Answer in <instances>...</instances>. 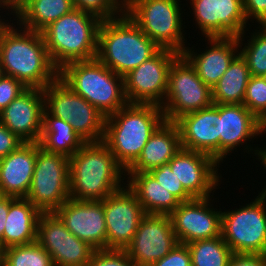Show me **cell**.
I'll return each instance as SVG.
<instances>
[{"instance_id":"ac0fdd59","label":"cell","mask_w":266,"mask_h":266,"mask_svg":"<svg viewBox=\"0 0 266 266\" xmlns=\"http://www.w3.org/2000/svg\"><path fill=\"white\" fill-rule=\"evenodd\" d=\"M168 164L193 198L211 197L222 181V176L218 174L221 164L204 153L181 148Z\"/></svg>"},{"instance_id":"ffe728a7","label":"cell","mask_w":266,"mask_h":266,"mask_svg":"<svg viewBox=\"0 0 266 266\" xmlns=\"http://www.w3.org/2000/svg\"><path fill=\"white\" fill-rule=\"evenodd\" d=\"M55 213L66 228L95 250L107 249V229L103 201L69 198Z\"/></svg>"},{"instance_id":"4316f807","label":"cell","mask_w":266,"mask_h":266,"mask_svg":"<svg viewBox=\"0 0 266 266\" xmlns=\"http://www.w3.org/2000/svg\"><path fill=\"white\" fill-rule=\"evenodd\" d=\"M41 212L27 198L9 196V211L3 233V247L27 245L37 240Z\"/></svg>"},{"instance_id":"e575fe53","label":"cell","mask_w":266,"mask_h":266,"mask_svg":"<svg viewBox=\"0 0 266 266\" xmlns=\"http://www.w3.org/2000/svg\"><path fill=\"white\" fill-rule=\"evenodd\" d=\"M74 7L83 12L95 15L100 20L114 19L124 12L117 0H72Z\"/></svg>"},{"instance_id":"d4e9b609","label":"cell","mask_w":266,"mask_h":266,"mask_svg":"<svg viewBox=\"0 0 266 266\" xmlns=\"http://www.w3.org/2000/svg\"><path fill=\"white\" fill-rule=\"evenodd\" d=\"M181 148L177 124L164 121L151 135L138 159L125 173L150 172L154 168L168 164Z\"/></svg>"},{"instance_id":"1f68e13d","label":"cell","mask_w":266,"mask_h":266,"mask_svg":"<svg viewBox=\"0 0 266 266\" xmlns=\"http://www.w3.org/2000/svg\"><path fill=\"white\" fill-rule=\"evenodd\" d=\"M257 28L255 32L249 33L251 35L247 36L250 38L247 39V43L243 44L242 42L245 41V31L237 37L239 53L246 60L251 76H261L266 73V25ZM242 46L244 47L242 48Z\"/></svg>"},{"instance_id":"5bb4252c","label":"cell","mask_w":266,"mask_h":266,"mask_svg":"<svg viewBox=\"0 0 266 266\" xmlns=\"http://www.w3.org/2000/svg\"><path fill=\"white\" fill-rule=\"evenodd\" d=\"M103 201L107 249L125 250L146 214L135 193L125 184Z\"/></svg>"},{"instance_id":"ee69618b","label":"cell","mask_w":266,"mask_h":266,"mask_svg":"<svg viewBox=\"0 0 266 266\" xmlns=\"http://www.w3.org/2000/svg\"><path fill=\"white\" fill-rule=\"evenodd\" d=\"M256 157H258L259 161L261 160V165L264 166V169H266V147H260L257 152L255 153ZM266 184V183H265ZM260 197L266 199V185L264 186V189L262 188V191L258 193Z\"/></svg>"},{"instance_id":"5b68a950","label":"cell","mask_w":266,"mask_h":266,"mask_svg":"<svg viewBox=\"0 0 266 266\" xmlns=\"http://www.w3.org/2000/svg\"><path fill=\"white\" fill-rule=\"evenodd\" d=\"M101 21L75 8L41 31L49 58L58 71L69 63L96 58Z\"/></svg>"},{"instance_id":"9c48e42d","label":"cell","mask_w":266,"mask_h":266,"mask_svg":"<svg viewBox=\"0 0 266 266\" xmlns=\"http://www.w3.org/2000/svg\"><path fill=\"white\" fill-rule=\"evenodd\" d=\"M221 214V236L232 253L266 255V199Z\"/></svg>"},{"instance_id":"c3c4849f","label":"cell","mask_w":266,"mask_h":266,"mask_svg":"<svg viewBox=\"0 0 266 266\" xmlns=\"http://www.w3.org/2000/svg\"><path fill=\"white\" fill-rule=\"evenodd\" d=\"M262 132L266 133V118L262 121Z\"/></svg>"},{"instance_id":"ab89813d","label":"cell","mask_w":266,"mask_h":266,"mask_svg":"<svg viewBox=\"0 0 266 266\" xmlns=\"http://www.w3.org/2000/svg\"><path fill=\"white\" fill-rule=\"evenodd\" d=\"M247 22L255 21L259 26L266 25V0H242Z\"/></svg>"},{"instance_id":"f1b7e54d","label":"cell","mask_w":266,"mask_h":266,"mask_svg":"<svg viewBox=\"0 0 266 266\" xmlns=\"http://www.w3.org/2000/svg\"><path fill=\"white\" fill-rule=\"evenodd\" d=\"M40 147L47 152L72 157L85 143L69 122L43 111Z\"/></svg>"},{"instance_id":"484cf974","label":"cell","mask_w":266,"mask_h":266,"mask_svg":"<svg viewBox=\"0 0 266 266\" xmlns=\"http://www.w3.org/2000/svg\"><path fill=\"white\" fill-rule=\"evenodd\" d=\"M75 9L72 0H9V12L20 26L41 32L51 22ZM17 18V19H16Z\"/></svg>"},{"instance_id":"3957f363","label":"cell","mask_w":266,"mask_h":266,"mask_svg":"<svg viewBox=\"0 0 266 266\" xmlns=\"http://www.w3.org/2000/svg\"><path fill=\"white\" fill-rule=\"evenodd\" d=\"M164 121L160 106L128 103L106 117L102 141L126 171L138 159L151 135Z\"/></svg>"},{"instance_id":"83f0119b","label":"cell","mask_w":266,"mask_h":266,"mask_svg":"<svg viewBox=\"0 0 266 266\" xmlns=\"http://www.w3.org/2000/svg\"><path fill=\"white\" fill-rule=\"evenodd\" d=\"M126 174V185L135 193L146 214L170 215L181 203L149 172Z\"/></svg>"},{"instance_id":"4fadbf2b","label":"cell","mask_w":266,"mask_h":266,"mask_svg":"<svg viewBox=\"0 0 266 266\" xmlns=\"http://www.w3.org/2000/svg\"><path fill=\"white\" fill-rule=\"evenodd\" d=\"M36 242L51 256L54 266H85L95 249L78 239L55 213H41Z\"/></svg>"},{"instance_id":"7a4b0ae2","label":"cell","mask_w":266,"mask_h":266,"mask_svg":"<svg viewBox=\"0 0 266 266\" xmlns=\"http://www.w3.org/2000/svg\"><path fill=\"white\" fill-rule=\"evenodd\" d=\"M125 170L103 141L85 142L69 158V197L102 201L126 183ZM122 181V182H121Z\"/></svg>"},{"instance_id":"bcb514c9","label":"cell","mask_w":266,"mask_h":266,"mask_svg":"<svg viewBox=\"0 0 266 266\" xmlns=\"http://www.w3.org/2000/svg\"><path fill=\"white\" fill-rule=\"evenodd\" d=\"M0 10H2V8H3V10H5L6 9V11H2V12H0V13H3V12H6L7 13V10L9 11V0H0ZM1 16L2 15H0V25L4 22V18L2 19L1 18Z\"/></svg>"},{"instance_id":"7402d4cb","label":"cell","mask_w":266,"mask_h":266,"mask_svg":"<svg viewBox=\"0 0 266 266\" xmlns=\"http://www.w3.org/2000/svg\"><path fill=\"white\" fill-rule=\"evenodd\" d=\"M262 134V122L244 104H220V164L245 142L244 151L255 154L258 145L249 147L247 141Z\"/></svg>"},{"instance_id":"7dc6e473","label":"cell","mask_w":266,"mask_h":266,"mask_svg":"<svg viewBox=\"0 0 266 266\" xmlns=\"http://www.w3.org/2000/svg\"><path fill=\"white\" fill-rule=\"evenodd\" d=\"M5 264V248L0 244V266Z\"/></svg>"},{"instance_id":"4dcf8cb0","label":"cell","mask_w":266,"mask_h":266,"mask_svg":"<svg viewBox=\"0 0 266 266\" xmlns=\"http://www.w3.org/2000/svg\"><path fill=\"white\" fill-rule=\"evenodd\" d=\"M186 245L191 253L192 266H228L232 255L222 236L197 240Z\"/></svg>"},{"instance_id":"44dd1931","label":"cell","mask_w":266,"mask_h":266,"mask_svg":"<svg viewBox=\"0 0 266 266\" xmlns=\"http://www.w3.org/2000/svg\"><path fill=\"white\" fill-rule=\"evenodd\" d=\"M43 111V89L27 88L0 112V122L25 143H38Z\"/></svg>"},{"instance_id":"74e56055","label":"cell","mask_w":266,"mask_h":266,"mask_svg":"<svg viewBox=\"0 0 266 266\" xmlns=\"http://www.w3.org/2000/svg\"><path fill=\"white\" fill-rule=\"evenodd\" d=\"M26 89L21 81L3 74L0 77V112Z\"/></svg>"},{"instance_id":"30bf717a","label":"cell","mask_w":266,"mask_h":266,"mask_svg":"<svg viewBox=\"0 0 266 266\" xmlns=\"http://www.w3.org/2000/svg\"><path fill=\"white\" fill-rule=\"evenodd\" d=\"M212 104V89L198 77L196 69L180 54L168 72V89L162 106L165 121L175 122L184 114Z\"/></svg>"},{"instance_id":"60d3db41","label":"cell","mask_w":266,"mask_h":266,"mask_svg":"<svg viewBox=\"0 0 266 266\" xmlns=\"http://www.w3.org/2000/svg\"><path fill=\"white\" fill-rule=\"evenodd\" d=\"M25 142L0 122V158L17 150Z\"/></svg>"},{"instance_id":"b9f144b4","label":"cell","mask_w":266,"mask_h":266,"mask_svg":"<svg viewBox=\"0 0 266 266\" xmlns=\"http://www.w3.org/2000/svg\"><path fill=\"white\" fill-rule=\"evenodd\" d=\"M228 266H266V255L232 253Z\"/></svg>"},{"instance_id":"d6a6232c","label":"cell","mask_w":266,"mask_h":266,"mask_svg":"<svg viewBox=\"0 0 266 266\" xmlns=\"http://www.w3.org/2000/svg\"><path fill=\"white\" fill-rule=\"evenodd\" d=\"M4 266H54L49 253L37 242L5 248Z\"/></svg>"},{"instance_id":"8d00e7d4","label":"cell","mask_w":266,"mask_h":266,"mask_svg":"<svg viewBox=\"0 0 266 266\" xmlns=\"http://www.w3.org/2000/svg\"><path fill=\"white\" fill-rule=\"evenodd\" d=\"M85 266H138L128 256L126 250H95Z\"/></svg>"},{"instance_id":"cb8c5ba5","label":"cell","mask_w":266,"mask_h":266,"mask_svg":"<svg viewBox=\"0 0 266 266\" xmlns=\"http://www.w3.org/2000/svg\"><path fill=\"white\" fill-rule=\"evenodd\" d=\"M39 143H24L0 158V195L26 198L31 187Z\"/></svg>"},{"instance_id":"8fae6325","label":"cell","mask_w":266,"mask_h":266,"mask_svg":"<svg viewBox=\"0 0 266 266\" xmlns=\"http://www.w3.org/2000/svg\"><path fill=\"white\" fill-rule=\"evenodd\" d=\"M26 198L41 213L55 212L69 197V158L40 148Z\"/></svg>"},{"instance_id":"603a6c76","label":"cell","mask_w":266,"mask_h":266,"mask_svg":"<svg viewBox=\"0 0 266 266\" xmlns=\"http://www.w3.org/2000/svg\"><path fill=\"white\" fill-rule=\"evenodd\" d=\"M206 39L209 46L205 51L197 53L194 52L195 46H188L182 55L196 69L198 77L212 89L239 54V43L237 37H205V41Z\"/></svg>"},{"instance_id":"8992f818","label":"cell","mask_w":266,"mask_h":266,"mask_svg":"<svg viewBox=\"0 0 266 266\" xmlns=\"http://www.w3.org/2000/svg\"><path fill=\"white\" fill-rule=\"evenodd\" d=\"M58 77L105 117L128 104L124 77L97 58L69 63L59 70Z\"/></svg>"},{"instance_id":"9a60e30c","label":"cell","mask_w":266,"mask_h":266,"mask_svg":"<svg viewBox=\"0 0 266 266\" xmlns=\"http://www.w3.org/2000/svg\"><path fill=\"white\" fill-rule=\"evenodd\" d=\"M178 240L170 215L145 214L130 245L125 249L138 266H151L166 256Z\"/></svg>"},{"instance_id":"f35d334b","label":"cell","mask_w":266,"mask_h":266,"mask_svg":"<svg viewBox=\"0 0 266 266\" xmlns=\"http://www.w3.org/2000/svg\"><path fill=\"white\" fill-rule=\"evenodd\" d=\"M151 266H192L191 253L186 244L178 243L166 256Z\"/></svg>"},{"instance_id":"7c38bea8","label":"cell","mask_w":266,"mask_h":266,"mask_svg":"<svg viewBox=\"0 0 266 266\" xmlns=\"http://www.w3.org/2000/svg\"><path fill=\"white\" fill-rule=\"evenodd\" d=\"M179 55L170 49H160L126 74L124 86L128 103L153 104L162 108L168 89V72Z\"/></svg>"},{"instance_id":"7bdbcfd3","label":"cell","mask_w":266,"mask_h":266,"mask_svg":"<svg viewBox=\"0 0 266 266\" xmlns=\"http://www.w3.org/2000/svg\"><path fill=\"white\" fill-rule=\"evenodd\" d=\"M9 211V196L0 195V244L3 246V233Z\"/></svg>"},{"instance_id":"f546056e","label":"cell","mask_w":266,"mask_h":266,"mask_svg":"<svg viewBox=\"0 0 266 266\" xmlns=\"http://www.w3.org/2000/svg\"><path fill=\"white\" fill-rule=\"evenodd\" d=\"M250 77L251 73L246 60L239 53L212 88L213 104H243Z\"/></svg>"},{"instance_id":"681fc988","label":"cell","mask_w":266,"mask_h":266,"mask_svg":"<svg viewBox=\"0 0 266 266\" xmlns=\"http://www.w3.org/2000/svg\"><path fill=\"white\" fill-rule=\"evenodd\" d=\"M261 77L263 78V80H264L265 83H266V73H264L263 75H261Z\"/></svg>"},{"instance_id":"836d02e7","label":"cell","mask_w":266,"mask_h":266,"mask_svg":"<svg viewBox=\"0 0 266 266\" xmlns=\"http://www.w3.org/2000/svg\"><path fill=\"white\" fill-rule=\"evenodd\" d=\"M243 104L261 122L266 118V83L261 76L250 77Z\"/></svg>"},{"instance_id":"2e32d148","label":"cell","mask_w":266,"mask_h":266,"mask_svg":"<svg viewBox=\"0 0 266 266\" xmlns=\"http://www.w3.org/2000/svg\"><path fill=\"white\" fill-rule=\"evenodd\" d=\"M211 196L181 202L170 214L178 243L188 244L221 236L222 209L217 210L212 206L213 194Z\"/></svg>"},{"instance_id":"f6af8a7d","label":"cell","mask_w":266,"mask_h":266,"mask_svg":"<svg viewBox=\"0 0 266 266\" xmlns=\"http://www.w3.org/2000/svg\"><path fill=\"white\" fill-rule=\"evenodd\" d=\"M139 0H117V3L121 10L125 13L130 7H132Z\"/></svg>"},{"instance_id":"277c9868","label":"cell","mask_w":266,"mask_h":266,"mask_svg":"<svg viewBox=\"0 0 266 266\" xmlns=\"http://www.w3.org/2000/svg\"><path fill=\"white\" fill-rule=\"evenodd\" d=\"M160 49L126 13L100 23L96 58L117 75L124 77Z\"/></svg>"},{"instance_id":"52a82bcc","label":"cell","mask_w":266,"mask_h":266,"mask_svg":"<svg viewBox=\"0 0 266 266\" xmlns=\"http://www.w3.org/2000/svg\"><path fill=\"white\" fill-rule=\"evenodd\" d=\"M180 2L139 0L125 13L161 49H170L182 54L187 40L185 41L184 35L186 30H183L185 25L182 23L184 11Z\"/></svg>"},{"instance_id":"e0dca14e","label":"cell","mask_w":266,"mask_h":266,"mask_svg":"<svg viewBox=\"0 0 266 266\" xmlns=\"http://www.w3.org/2000/svg\"><path fill=\"white\" fill-rule=\"evenodd\" d=\"M189 3L202 36L239 37L250 31L242 0H190Z\"/></svg>"},{"instance_id":"d590c367","label":"cell","mask_w":266,"mask_h":266,"mask_svg":"<svg viewBox=\"0 0 266 266\" xmlns=\"http://www.w3.org/2000/svg\"><path fill=\"white\" fill-rule=\"evenodd\" d=\"M149 173L156 178L158 183L164 189L173 194L180 202H188L194 199L184 189L181 182L178 181L169 164H164L158 168H154Z\"/></svg>"},{"instance_id":"6da1fadb","label":"cell","mask_w":266,"mask_h":266,"mask_svg":"<svg viewBox=\"0 0 266 266\" xmlns=\"http://www.w3.org/2000/svg\"><path fill=\"white\" fill-rule=\"evenodd\" d=\"M11 21L5 20L0 25L3 74L21 81L27 88L44 89L58 77L59 71L49 58L42 33Z\"/></svg>"},{"instance_id":"f907efd6","label":"cell","mask_w":266,"mask_h":266,"mask_svg":"<svg viewBox=\"0 0 266 266\" xmlns=\"http://www.w3.org/2000/svg\"><path fill=\"white\" fill-rule=\"evenodd\" d=\"M3 75L2 67H1V62H0V77Z\"/></svg>"},{"instance_id":"ba28073f","label":"cell","mask_w":266,"mask_h":266,"mask_svg":"<svg viewBox=\"0 0 266 266\" xmlns=\"http://www.w3.org/2000/svg\"><path fill=\"white\" fill-rule=\"evenodd\" d=\"M43 94L44 109L51 116L69 122L84 142L103 140L105 115L59 77L43 89Z\"/></svg>"},{"instance_id":"d6986e66","label":"cell","mask_w":266,"mask_h":266,"mask_svg":"<svg viewBox=\"0 0 266 266\" xmlns=\"http://www.w3.org/2000/svg\"><path fill=\"white\" fill-rule=\"evenodd\" d=\"M175 123L182 148L207 154L220 164V104L184 114Z\"/></svg>"}]
</instances>
